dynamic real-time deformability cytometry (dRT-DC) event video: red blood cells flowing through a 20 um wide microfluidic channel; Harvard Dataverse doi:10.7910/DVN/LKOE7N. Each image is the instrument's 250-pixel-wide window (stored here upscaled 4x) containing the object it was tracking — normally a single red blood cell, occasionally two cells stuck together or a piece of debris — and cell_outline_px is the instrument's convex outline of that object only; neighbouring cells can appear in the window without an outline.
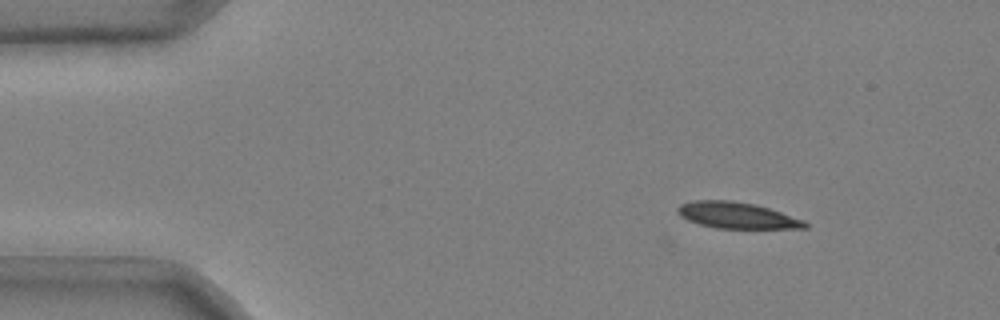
{"species": "common noctule bat (a hibernating species)", "species_latin": "Nyctalus noctula", "temperature_condition": "cold", "stored_images_in_passage": 3, "camera_frame_rate_fps": 3000, "um_per_image_px": 0.085, "animal": {"sex": "male", "body_mass_g": 20.4}, "frame": {"image": 1, "passage_image": 3, "time_ms": 0.667, "image_size_px": [1000, 320], "cell_outline_px": [[808, 228], [716, 228], [700, 224], [688, 220], [680, 216], [676, 208], [680, 204], [692, 200], [732, 200], [756, 204], [804, 220], [808, 224]], "centroid_in_image_um": [62.61, 18.29], "position_along_channel_um": 22.4, "area_um2": 19.42}}